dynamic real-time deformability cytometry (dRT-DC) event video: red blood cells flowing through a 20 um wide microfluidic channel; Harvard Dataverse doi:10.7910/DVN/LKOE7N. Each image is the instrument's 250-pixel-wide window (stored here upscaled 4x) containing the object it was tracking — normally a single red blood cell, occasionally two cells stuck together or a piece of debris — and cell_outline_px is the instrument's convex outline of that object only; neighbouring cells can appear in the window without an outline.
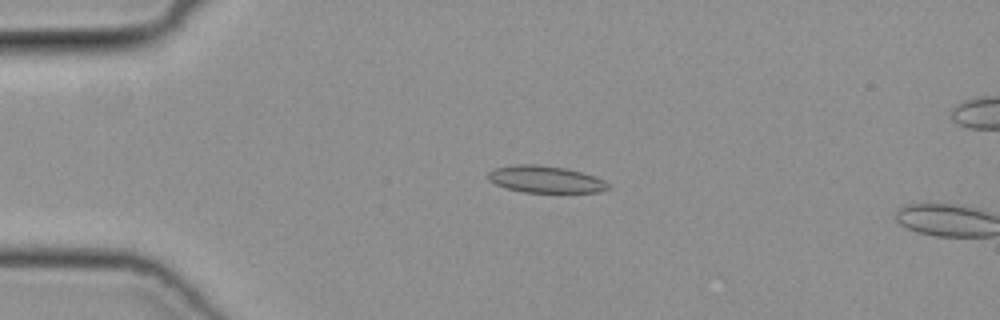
{"species": "common noctule bat (a hibernating species)", "species_latin": "Nyctalus noctula", "temperature_condition": "cold", "stored_images_in_passage": 6, "camera_frame_rate_fps": 3000, "um_per_image_px": 0.085, "animal": {"sex": "female", "body_mass_g": 19.3, "forearm_length_mm": 54.1}, "frame": {"image": 1, "passage_image": 4, "time_ms": 1.0, "image_size_px": [1000, 320], "cell_outline_px": [[612, 188], [600, 192], [524, 192], [508, 188], [496, 184], [488, 180], [488, 172], [492, 168], [516, 164], [536, 164], [564, 168], [584, 172], [596, 176], [604, 180]], "centroid_in_image_um": [46.38, 15.23], "position_along_channel_um": 38.6, "area_um2": 18.96}}